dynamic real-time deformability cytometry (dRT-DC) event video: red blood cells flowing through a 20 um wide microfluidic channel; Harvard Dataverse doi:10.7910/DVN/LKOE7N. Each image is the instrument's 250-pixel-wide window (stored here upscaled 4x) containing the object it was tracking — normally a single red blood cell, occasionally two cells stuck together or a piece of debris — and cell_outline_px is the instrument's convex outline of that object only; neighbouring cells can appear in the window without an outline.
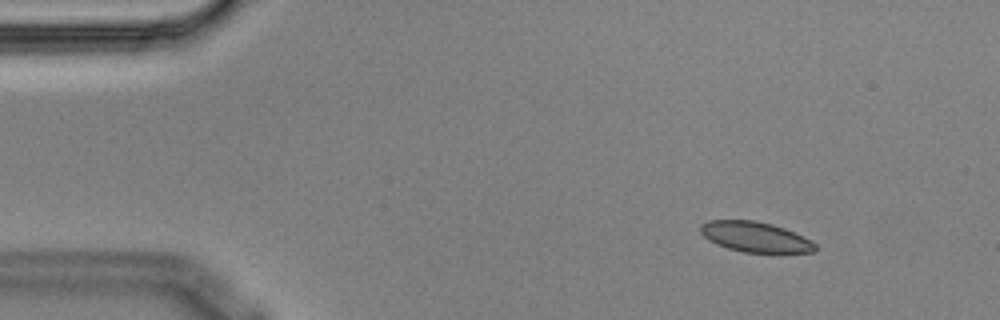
{"species": "Egyptian fruit bat (a non-hibernating species)", "species_latin": "Rousettus aegyptiacus", "temperature_condition": "cold", "stored_images_in_passage": 3, "camera_frame_rate_fps": 3000, "um_per_image_px": 0.085, "animal": {"sex": "male"}, "frame": {"image": 1, "passage_image": 1, "time_ms": 0.0, "image_size_px": [1000, 320], "cell_outline_px": [[816, 248], [812, 252], [744, 252], [728, 248], [716, 244], [708, 240], [700, 232], [700, 224], [708, 220], [756, 220], [772, 224], [784, 228], [812, 240], [816, 244]], "centroid_in_image_um": [64.17, 20.12], "position_along_channel_um": 20.8, "area_um2": 20.17}}
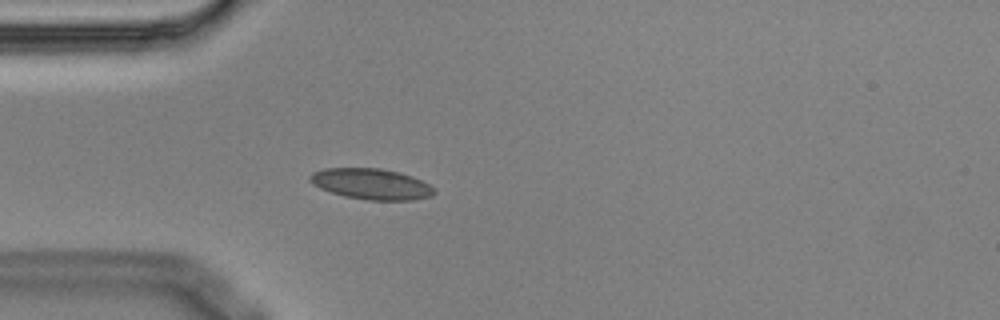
{"frame": {"image": 2, "passage_image": 3, "time_ms": 0.667, "image_size_px": [1000, 320], "cell_outline_px": [[436, 192], [432, 196], [412, 200], [368, 200], [344, 196], [320, 188], [312, 184], [308, 180], [308, 176], [312, 172], [324, 168], [380, 168], [400, 172], [412, 176], [436, 188]], "centroid_in_image_um": [31.55, 15.63], "position_along_channel_um": 53.4, "area_um2": 22.48}}